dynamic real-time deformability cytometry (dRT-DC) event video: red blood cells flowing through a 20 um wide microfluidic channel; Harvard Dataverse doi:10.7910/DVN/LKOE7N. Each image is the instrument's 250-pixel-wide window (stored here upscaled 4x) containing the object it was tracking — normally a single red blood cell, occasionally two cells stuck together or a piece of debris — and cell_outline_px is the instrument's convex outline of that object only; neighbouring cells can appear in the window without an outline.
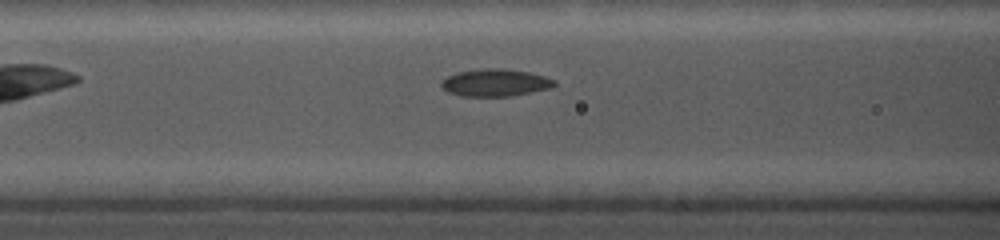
{"species": "common noctule bat (a hibernating species)", "species_latin": "Nyctalus noctula", "temperature_condition": "cold", "stored_images_in_passage": 28, "camera_frame_rate_fps": 5000, "um_per_image_px": 0.085, "animal": {"sex": "female", "body_mass_g": 19.0, "forearm_length_mm": 56.7}, "frame": {"image": 1, "passage_image": 4, "time_ms": 1.4, "image_size_px": [1000, 240], "cell_outline_px": [[556, 84], [552, 88], [512, 96], [460, 96], [448, 92], [440, 84], [440, 80], [456, 72], [484, 68], [500, 68], [528, 72], [544, 76], [556, 80]], "centroid_in_image_um": [42.09, 7.03], "position_along_channel_um": 124.5, "area_um2": 18.09}}
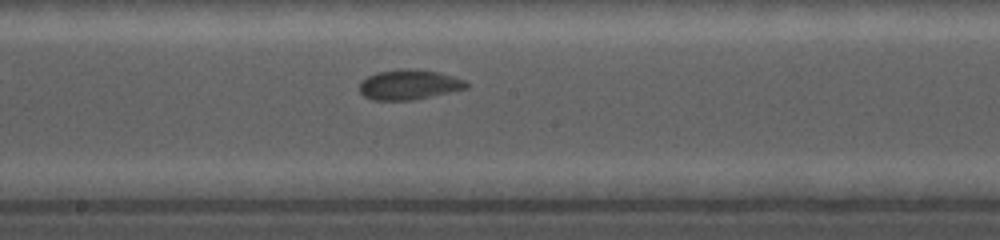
{"frame": {"image": 2, "passage_image": 10, "time_ms": 3.8, "image_size_px": [1000, 240], "cell_outline_px": [[468, 88], [412, 100], [372, 100], [364, 96], [360, 92], [360, 84], [368, 76], [376, 72], [408, 68], [412, 68], [436, 72], [452, 76], [464, 80], [468, 84]], "centroid_in_image_um": [34.75, 7.2], "position_along_channel_um": 213.4, "area_um2": 18.44}}
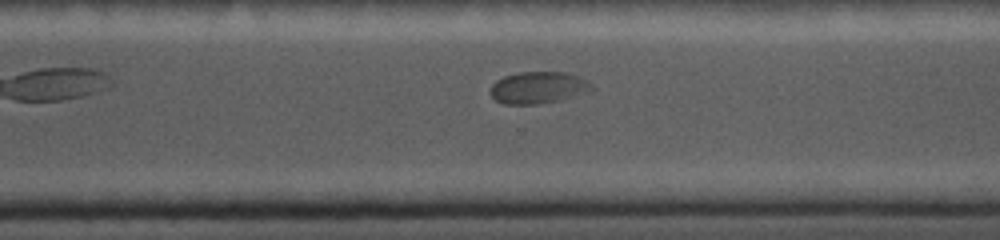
{"frame": {"image": 3, "passage_image": 23, "time_ms": 6.8, "image_size_px": [1000, 240], "cell_outline_px": [[596, 88], [588, 92], [540, 104], [504, 104], [496, 100], [488, 92], [492, 84], [496, 80], [504, 76], [520, 72], [568, 72], [580, 76], [588, 80]], "centroid_in_image_um": [45.76, 7.43], "position_along_channel_um": 324.8, "area_um2": 18.96}}